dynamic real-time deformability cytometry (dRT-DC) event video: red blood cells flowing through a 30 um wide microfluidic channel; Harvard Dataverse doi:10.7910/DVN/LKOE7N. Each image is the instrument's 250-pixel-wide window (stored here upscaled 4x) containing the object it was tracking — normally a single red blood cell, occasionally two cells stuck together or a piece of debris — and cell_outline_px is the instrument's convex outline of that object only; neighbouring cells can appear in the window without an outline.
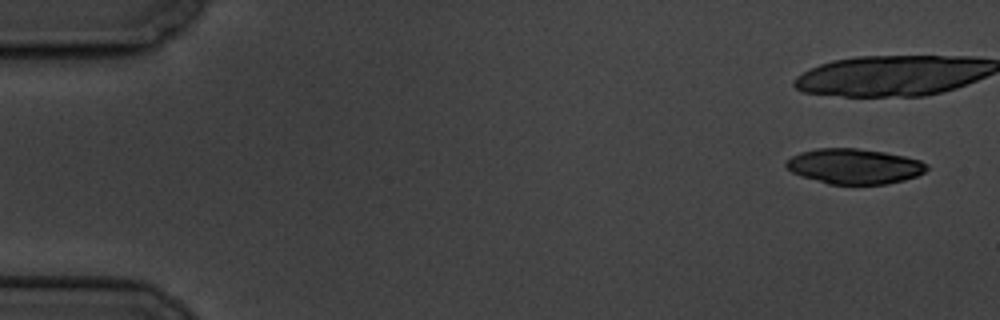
{"species": "common noctule bat (a hibernating species)", "species_latin": "Nyctalus noctula", "temperature_condition": "cold", "stored_images_in_passage": 11, "camera_frame_rate_fps": 3000, "um_per_image_px": 0.085, "animal": {"sex": "male", "body_mass_g": 19.5, "forearm_length_mm": 54.6}, "frame": {"image": 1, "passage_image": 1, "time_ms": 0.0, "image_size_px": [1000, 320], "cell_outline_px": [[928, 168], [924, 172], [916, 176], [904, 180], [884, 184], [828, 184], [792, 172], [784, 164], [792, 156], [800, 152], [816, 148], [856, 148], [884, 152], [904, 156], [920, 160], [928, 164]], "centroid_in_image_um": [72.63, 14.13], "position_along_channel_um": 12.4, "area_um2": 28.67}}
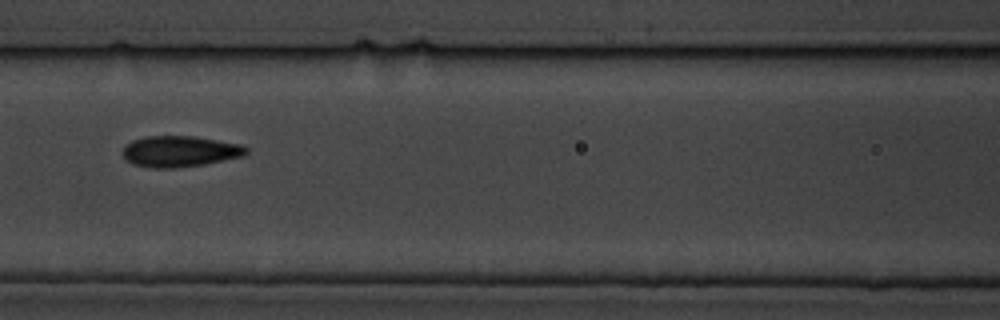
{"frame": {"image": 2, "passage_image": 8, "time_ms": 9.0, "image_size_px": [1000, 320], "cell_outline_px": [[248, 152], [244, 156], [204, 164], [176, 168], [152, 168], [132, 164], [124, 156], [124, 148], [132, 140], [148, 136], [196, 136], [240, 144], [248, 148]], "centroid_in_image_um": [15.32, 12.87], "position_along_channel_um": 151.3, "area_um2": 22.25}}
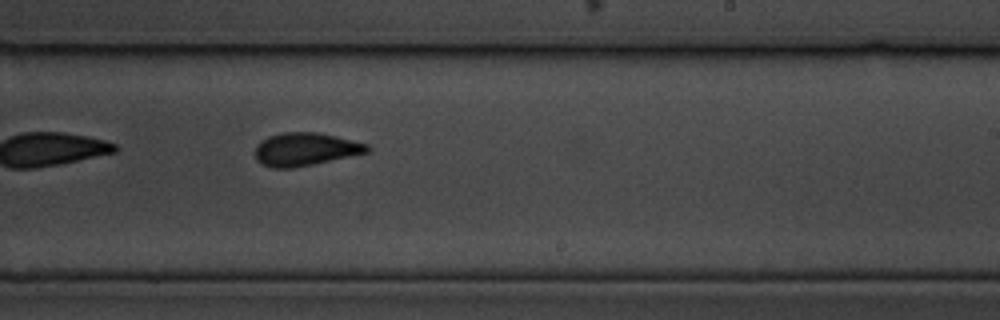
{"frame": {"image": 3, "passage_image": 11, "time_ms": 12.333, "image_size_px": [1000, 320], "cell_outline_px": [[372, 148], [368, 152], [312, 164], [292, 168], [272, 168], [256, 160], [256, 144], [260, 140], [268, 136], [284, 132], [316, 132], [336, 136], [368, 144]], "centroid_in_image_um": [25.94, 12.67], "position_along_channel_um": 263.1, "area_um2": 21.44}}